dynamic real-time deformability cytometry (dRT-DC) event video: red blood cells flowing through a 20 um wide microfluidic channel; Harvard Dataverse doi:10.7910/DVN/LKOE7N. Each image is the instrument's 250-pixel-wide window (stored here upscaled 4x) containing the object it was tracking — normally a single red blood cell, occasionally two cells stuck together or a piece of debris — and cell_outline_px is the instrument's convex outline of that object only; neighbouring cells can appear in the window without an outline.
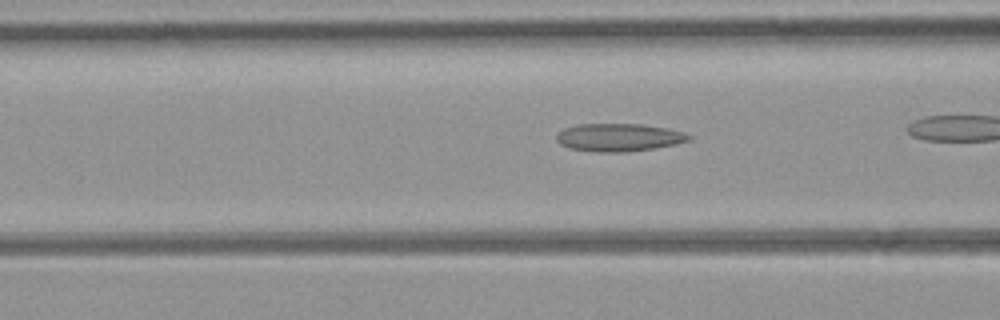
{"species": "common noctule bat (a hibernating species)", "species_latin": "Nyctalus noctula", "temperature_condition": "room temperature", "stored_images_in_passage": 7, "camera_frame_rate_fps": 3000, "um_per_image_px": 0.085, "animal": {"sex": "female", "body_mass_g": 21.9}, "frame": {"image": 1, "passage_image": 4, "time_ms": 1.0, "image_size_px": [1000, 320], "cell_outline_px": [[692, 140], [676, 144], [628, 152], [596, 152], [568, 148], [560, 144], [556, 140], [556, 136], [564, 128], [576, 124], [644, 124], [668, 128], [684, 132], [692, 136]], "centroid_in_image_um": [52.62, 11.68], "position_along_channel_um": 114.0, "area_um2": 21.68}}